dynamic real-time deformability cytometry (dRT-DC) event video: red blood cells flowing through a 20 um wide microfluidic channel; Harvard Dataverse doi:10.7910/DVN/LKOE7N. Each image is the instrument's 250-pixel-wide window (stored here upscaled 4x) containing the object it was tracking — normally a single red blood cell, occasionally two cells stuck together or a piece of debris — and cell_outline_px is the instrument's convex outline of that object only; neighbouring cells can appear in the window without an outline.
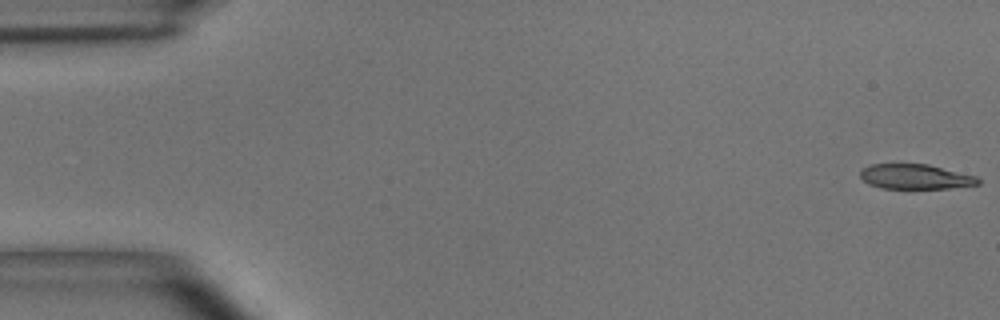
{"species": "common noctule bat (a hibernating species)", "species_latin": "Nyctalus noctula", "temperature_condition": "room temperature", "stored_images_in_passage": 54, "camera_frame_rate_fps": 3000, "um_per_image_px": 0.085, "animal": {"sex": "male", "body_mass_g": 15.6}, "frame": {"image": 1, "passage_image": 1, "time_ms": 0.0, "image_size_px": [1000, 320], "cell_outline_px": [[980, 184], [948, 188], [880, 188], [868, 184], [860, 176], [860, 172], [864, 168], [872, 164], [928, 164], [976, 176], [980, 180]], "centroid_in_image_um": [77.8, 15.02], "position_along_channel_um": 7.2, "area_um2": 16.94}}
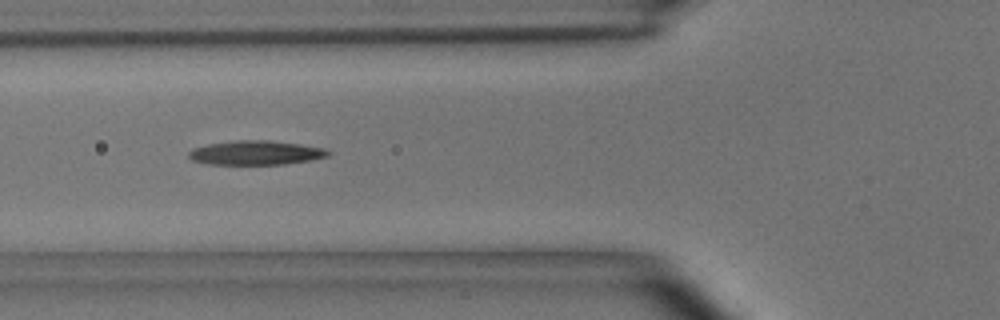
{"frame": {"image": 2, "passage_image": 20, "time_ms": 6.333, "image_size_px": [1000, 320], "cell_outline_px": [[332, 152], [328, 156], [312, 160], [284, 164], [208, 164], [192, 160], [188, 156], [188, 152], [192, 148], [208, 144], [232, 140], [268, 140], [300, 144], [324, 148]], "centroid_in_image_um": [21.74, 12.98], "position_along_channel_um": 104.1, "area_um2": 19.77}}
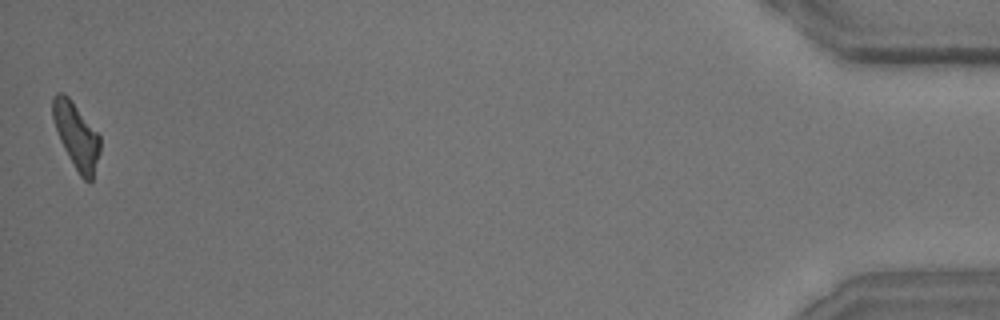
{"frame": {"image": 3, "passage_image": 54, "time_ms": 17.667, "image_size_px": [1000, 320], "cell_outline_px": [[100, 152], [92, 180], [84, 180], [80, 176], [68, 156], [60, 140], [52, 116], [52, 96], [56, 92], [64, 92], [68, 96], [100, 136]], "centroid_in_image_um": [6.48, 11.51], "position_along_channel_um": 428.7, "area_um2": 17.92}, "authors_computed_cell_mechanics": {"area_um2": 19.074, "velocity_mm_per_s": 3.6764, "shape_relaxation_time_tau1_ms": null, "shape_relaxation_time_tau2_ms": 5.5161, "deformation_change_tau1": null, "deformation_change_tau2": 0.1725}}